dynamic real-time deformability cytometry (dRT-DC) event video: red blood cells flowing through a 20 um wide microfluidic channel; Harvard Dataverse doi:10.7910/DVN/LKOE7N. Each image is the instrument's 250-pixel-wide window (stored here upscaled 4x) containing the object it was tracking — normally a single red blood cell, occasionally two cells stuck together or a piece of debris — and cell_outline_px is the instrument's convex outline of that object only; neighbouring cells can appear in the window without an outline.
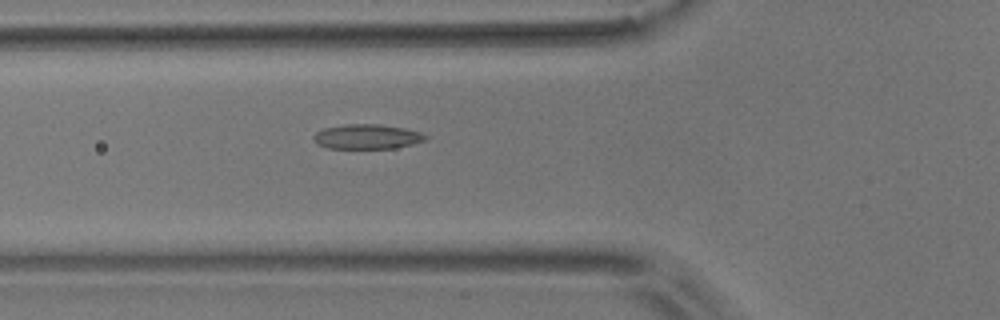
{"species": "common noctule bat (a hibernating species)", "species_latin": "Nyctalus noctula", "temperature_condition": "room temperature", "stored_images_in_passage": 3, "camera_frame_rate_fps": 3000, "um_per_image_px": 0.085, "animal": {"sex": "male", "body_mass_g": 17.9}, "frame": {"image": 1, "passage_image": 3, "time_ms": 2.333, "image_size_px": [1000, 320], "cell_outline_px": [[428, 136], [424, 140], [412, 144], [396, 148], [328, 148], [320, 144], [312, 136], [316, 132], [324, 128], [344, 124], [380, 124], [404, 128], [420, 132]], "centroid_in_image_um": [31.21, 11.6], "position_along_channel_um": 94.6, "area_um2": 15.95}}